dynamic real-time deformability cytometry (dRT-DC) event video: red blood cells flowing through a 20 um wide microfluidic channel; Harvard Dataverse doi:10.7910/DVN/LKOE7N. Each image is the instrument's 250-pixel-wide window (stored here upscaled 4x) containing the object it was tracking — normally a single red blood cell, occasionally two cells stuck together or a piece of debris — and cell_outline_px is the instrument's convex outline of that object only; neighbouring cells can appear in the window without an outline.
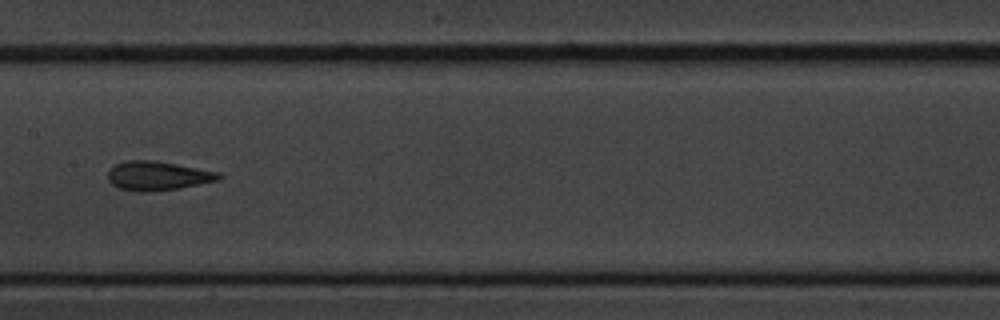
{"species": "common noctule bat (a hibernating species)", "species_latin": "Nyctalus noctula", "temperature_condition": "cold", "stored_images_in_passage": 9, "camera_frame_rate_fps": 3000, "um_per_image_px": 0.085, "animal": {"sex": "male", "body_mass_g": 20.1, "forearm_length_mm": 53.5}, "frame": {"image": 1, "passage_image": 6, "time_ms": 6.0, "image_size_px": [1000, 320], "cell_outline_px": [[224, 176], [220, 180], [180, 188], [148, 192], [140, 192], [120, 188], [112, 184], [108, 180], [108, 172], [116, 164], [124, 160], [156, 160], [220, 172]], "centroid_in_image_um": [13.45, 14.94], "position_along_channel_um": 194.0, "area_um2": 18.96}}
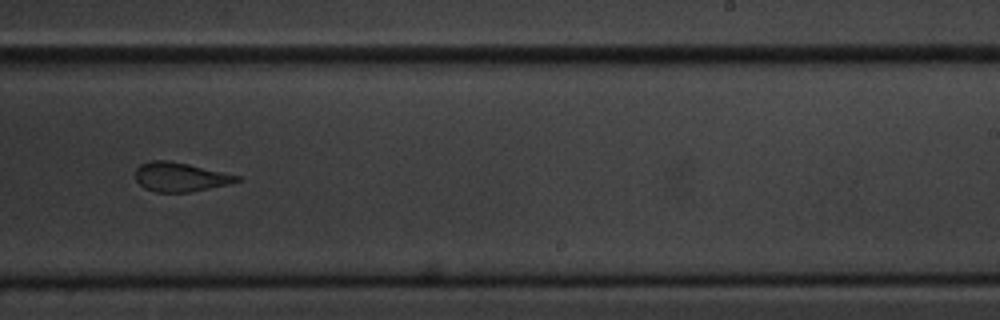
{"frame": {"image": 2, "passage_image": 8, "time_ms": 8.333, "image_size_px": [1000, 320], "cell_outline_px": [[244, 180], [232, 184], [188, 192], [156, 192], [144, 188], [136, 180], [136, 168], [140, 164], [152, 160], [168, 160], [188, 164], [240, 176]], "centroid_in_image_um": [15.35, 15.05], "position_along_channel_um": 273.7, "area_um2": 17.28}}
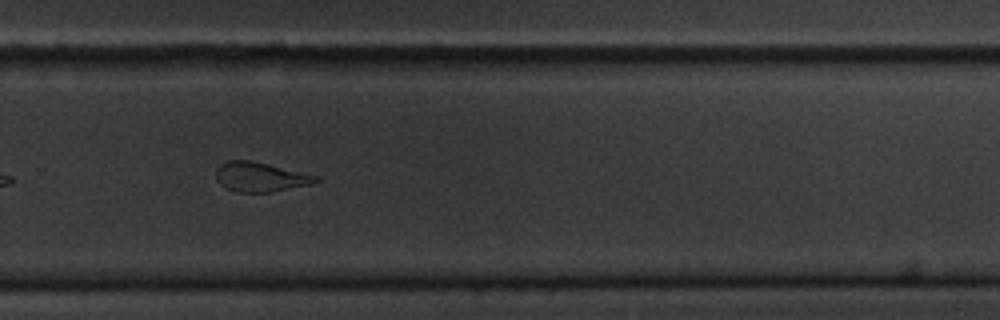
{"frame": {"image": 3, "passage_image": 9, "time_ms": 9.333, "image_size_px": [1000, 320], "cell_outline_px": [[320, 180], [308, 184], [272, 192], [236, 192], [220, 184], [216, 180], [216, 168], [220, 164], [228, 160], [252, 160], [320, 176]], "centroid_in_image_um": [22.1, 15.03], "position_along_channel_um": 307.7, "area_um2": 17.17}}